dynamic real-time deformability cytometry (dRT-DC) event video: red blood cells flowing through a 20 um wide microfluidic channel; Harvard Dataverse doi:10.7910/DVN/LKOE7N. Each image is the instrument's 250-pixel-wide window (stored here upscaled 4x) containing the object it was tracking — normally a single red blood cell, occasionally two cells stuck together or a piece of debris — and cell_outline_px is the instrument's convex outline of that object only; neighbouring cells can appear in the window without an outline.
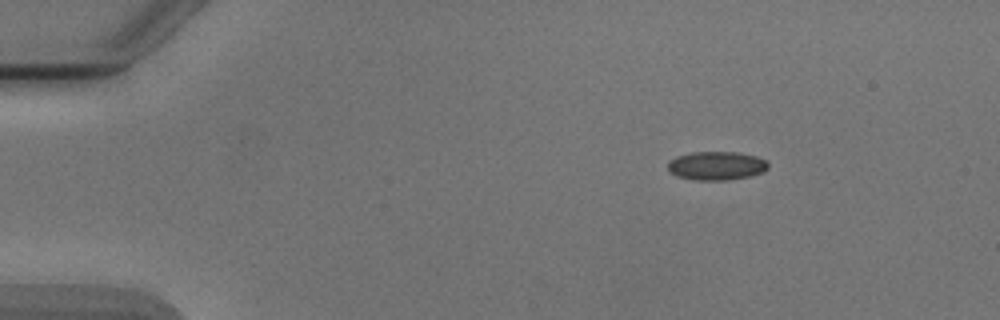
{"species": "Egyptian fruit bat (a non-hibernating species)", "species_latin": "Rousettus aegyptiacus", "temperature_condition": "cold", "stored_images_in_passage": 4, "camera_frame_rate_fps": 3000, "um_per_image_px": 0.085, "animal": {"sex": "male"}, "frame": {"image": 1, "passage_image": 1, "time_ms": 0.0, "image_size_px": [1000, 320], "cell_outline_px": [[768, 168], [764, 172], [748, 176], [724, 180], [692, 180], [676, 176], [668, 172], [668, 160], [676, 156], [692, 152], [736, 152], [756, 156], [768, 160]], "centroid_in_image_um": [60.87, 14.08], "position_along_channel_um": 24.1, "area_um2": 16.94}}
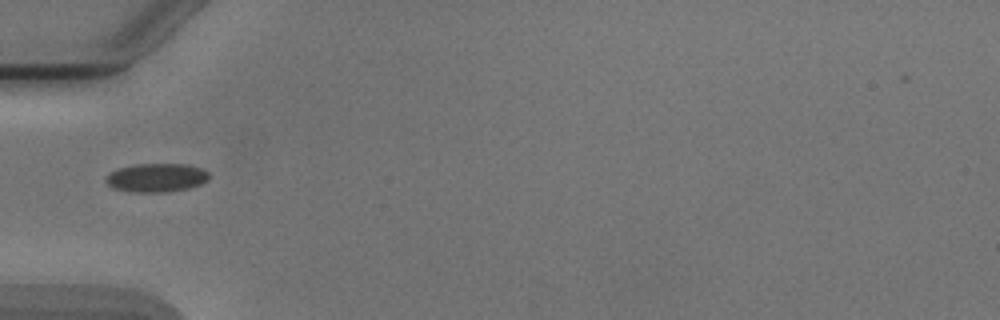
{"frame": {"image": 2, "passage_image": 3, "time_ms": 3.333, "image_size_px": [1000, 320], "cell_outline_px": [[208, 180], [200, 184], [188, 188], [168, 192], [136, 192], [112, 188], [108, 184], [108, 176], [112, 172], [120, 168], [136, 164], [188, 164], [200, 168], [208, 172]], "centroid_in_image_um": [13.34, 15.1], "position_along_channel_um": 71.7, "area_um2": 16.94}}
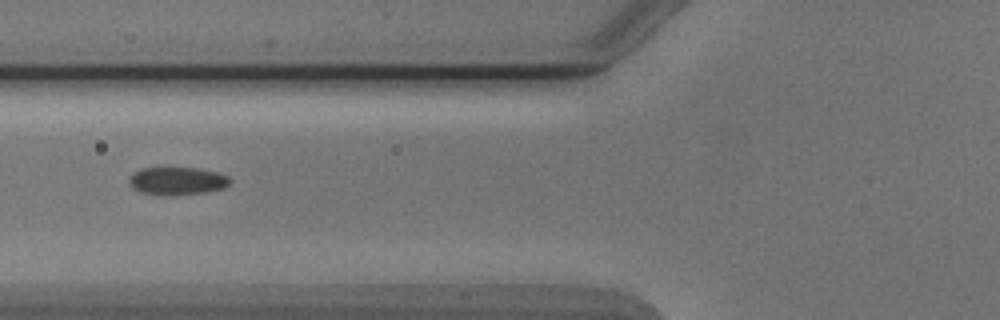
{"frame": {"image": 3, "passage_image": 4, "time_ms": 4.333, "image_size_px": [1000, 320], "cell_outline_px": [[232, 180], [224, 188], [208, 192], [172, 196], [160, 196], [140, 192], [132, 188], [128, 184], [128, 180], [140, 168], [200, 168], [220, 172], [228, 176]], "centroid_in_image_um": [15.08, 15.4], "position_along_channel_um": 110.7, "area_um2": 16.76}}